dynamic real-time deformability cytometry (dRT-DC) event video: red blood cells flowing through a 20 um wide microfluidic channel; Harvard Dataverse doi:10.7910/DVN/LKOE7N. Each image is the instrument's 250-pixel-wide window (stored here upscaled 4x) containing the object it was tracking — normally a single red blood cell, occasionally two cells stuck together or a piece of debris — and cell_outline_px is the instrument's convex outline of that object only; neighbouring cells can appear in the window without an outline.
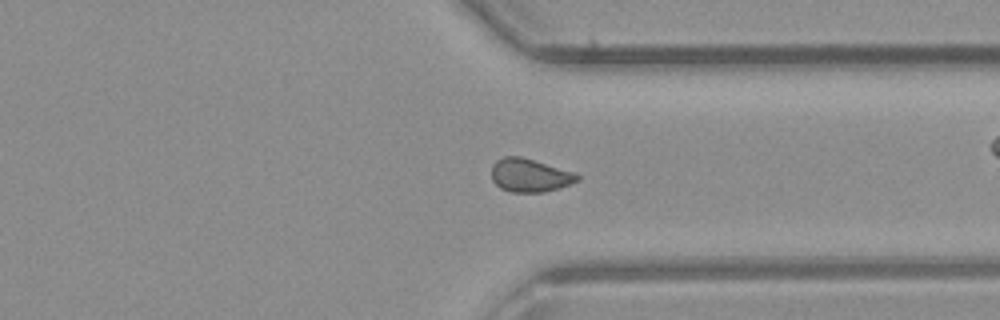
{"species": "common noctule bat (a hibernating species)", "species_latin": "Nyctalus noctula", "temperature_condition": "room temperature", "stored_images_in_passage": 40, "camera_frame_rate_fps": 3000, "um_per_image_px": 0.085, "animal": {"sex": "male", "body_mass_g": 23.1, "forearm_length_mm": 52.7}, "frame": {"image": 1, "passage_image": 29, "time_ms": 9.333, "image_size_px": [1000, 320], "cell_outline_px": [[580, 180], [544, 192], [508, 192], [500, 188], [492, 180], [492, 164], [496, 160], [504, 156], [520, 156], [576, 172], [580, 176]], "centroid_in_image_um": [45.02, 14.89], "position_along_channel_um": 366.4, "area_um2": 16.7}}